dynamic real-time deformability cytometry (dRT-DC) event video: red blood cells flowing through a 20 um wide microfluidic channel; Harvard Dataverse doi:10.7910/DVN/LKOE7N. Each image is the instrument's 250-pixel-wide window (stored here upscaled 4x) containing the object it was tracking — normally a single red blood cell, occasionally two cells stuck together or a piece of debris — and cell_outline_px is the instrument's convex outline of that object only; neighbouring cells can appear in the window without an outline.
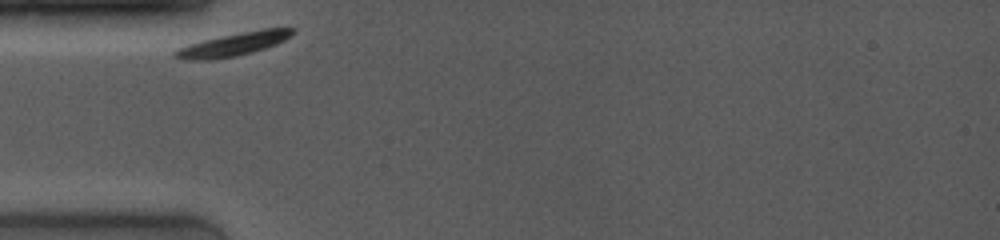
{"species": "common noctule bat (a hibernating species)", "species_latin": "Nyctalus noctula", "temperature_condition": "room temperature", "stored_images_in_passage": 4, "camera_frame_rate_fps": 4000, "um_per_image_px": 0.085, "animal": {"sex": "female", "body_mass_g": 19.0, "forearm_length_mm": 53.3}, "frame": {"image": 1, "passage_image": 1, "time_ms": 0.0, "image_size_px": [1000, 240], "cell_outline_px": [[296, 32], [284, 40], [276, 44], [252, 52], [236, 56], [212, 60], [184, 60], [172, 56], [172, 52], [188, 44], [220, 36], [264, 28], [296, 28]], "centroid_in_image_um": [19.82, 3.77], "position_along_channel_um": 65.2, "area_um2": 15.9}}
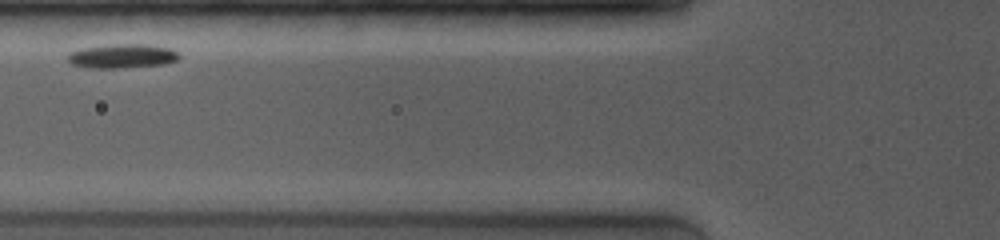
{"frame": {"image": 2, "passage_image": 3, "time_ms": 1.5, "image_size_px": [1000, 240], "cell_outline_px": [[180, 56], [176, 60], [164, 64], [124, 68], [88, 68], [72, 64], [68, 60], [68, 52], [84, 48], [112, 44], [148, 44], [168, 48], [176, 52]], "centroid_in_image_um": [10.37, 4.77], "position_along_channel_um": 115.4, "area_um2": 15.61}}